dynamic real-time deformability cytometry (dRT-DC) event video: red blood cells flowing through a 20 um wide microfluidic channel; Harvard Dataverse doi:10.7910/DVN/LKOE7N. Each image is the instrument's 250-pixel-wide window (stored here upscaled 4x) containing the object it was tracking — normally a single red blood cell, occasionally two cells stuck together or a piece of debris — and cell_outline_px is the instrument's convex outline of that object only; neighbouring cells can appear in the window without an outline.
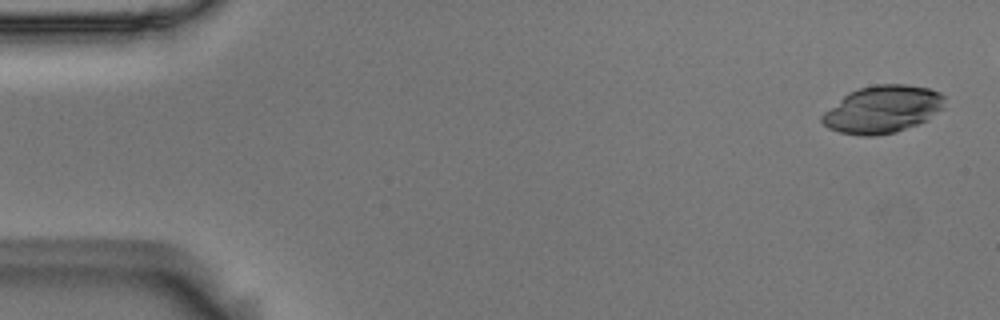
{"species": "Egyptian fruit bat (a non-hibernating species)", "species_latin": "Rousettus aegyptiacus", "temperature_condition": "room temperature", "stored_images_in_passage": 4, "camera_frame_rate_fps": 3000, "um_per_image_px": 0.085, "animal": {"sex": "male"}, "frame": {"image": 1, "passage_image": 1, "time_ms": 0.0, "image_size_px": [1000, 320], "cell_outline_px": [[944, 108], [928, 120], [896, 132], [876, 136], [864, 136], [840, 132], [828, 128], [820, 120], [820, 116], [824, 112], [848, 92], [860, 88], [876, 84], [908, 84], [928, 88], [940, 92], [944, 96]], "centroid_in_image_um": [75.03, 9.29], "position_along_channel_um": 10.0, "area_um2": 34.04}}